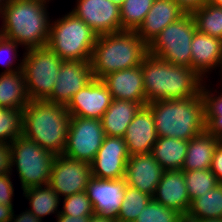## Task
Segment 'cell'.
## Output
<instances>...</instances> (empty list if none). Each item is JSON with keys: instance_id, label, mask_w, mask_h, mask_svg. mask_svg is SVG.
<instances>
[{"instance_id": "obj_15", "label": "cell", "mask_w": 222, "mask_h": 222, "mask_svg": "<svg viewBox=\"0 0 222 222\" xmlns=\"http://www.w3.org/2000/svg\"><path fill=\"white\" fill-rule=\"evenodd\" d=\"M112 100L106 84L101 79L94 78L73 95L66 108L70 116L101 119Z\"/></svg>"}, {"instance_id": "obj_24", "label": "cell", "mask_w": 222, "mask_h": 222, "mask_svg": "<svg viewBox=\"0 0 222 222\" xmlns=\"http://www.w3.org/2000/svg\"><path fill=\"white\" fill-rule=\"evenodd\" d=\"M221 142L206 129L188 142L183 171L210 169L214 150Z\"/></svg>"}, {"instance_id": "obj_19", "label": "cell", "mask_w": 222, "mask_h": 222, "mask_svg": "<svg viewBox=\"0 0 222 222\" xmlns=\"http://www.w3.org/2000/svg\"><path fill=\"white\" fill-rule=\"evenodd\" d=\"M152 199L167 208L176 210L185 218L191 201L184 171L182 169L163 171Z\"/></svg>"}, {"instance_id": "obj_51", "label": "cell", "mask_w": 222, "mask_h": 222, "mask_svg": "<svg viewBox=\"0 0 222 222\" xmlns=\"http://www.w3.org/2000/svg\"><path fill=\"white\" fill-rule=\"evenodd\" d=\"M218 73H219V75H218V76H220V77H221V78H220V80H222V64H221V66H220V68H219ZM219 82L221 83L222 81H219ZM219 86H222V83H221ZM221 89H222V87H221Z\"/></svg>"}, {"instance_id": "obj_4", "label": "cell", "mask_w": 222, "mask_h": 222, "mask_svg": "<svg viewBox=\"0 0 222 222\" xmlns=\"http://www.w3.org/2000/svg\"><path fill=\"white\" fill-rule=\"evenodd\" d=\"M146 105L153 113L158 137L189 141L205 130L202 93L186 99L156 100Z\"/></svg>"}, {"instance_id": "obj_46", "label": "cell", "mask_w": 222, "mask_h": 222, "mask_svg": "<svg viewBox=\"0 0 222 222\" xmlns=\"http://www.w3.org/2000/svg\"><path fill=\"white\" fill-rule=\"evenodd\" d=\"M0 20L2 21L1 26H0V40L3 39L5 37V33H4V27H3V13L2 10H0Z\"/></svg>"}, {"instance_id": "obj_31", "label": "cell", "mask_w": 222, "mask_h": 222, "mask_svg": "<svg viewBox=\"0 0 222 222\" xmlns=\"http://www.w3.org/2000/svg\"><path fill=\"white\" fill-rule=\"evenodd\" d=\"M151 200L150 195L126 185L122 204L116 217L117 222H134Z\"/></svg>"}, {"instance_id": "obj_2", "label": "cell", "mask_w": 222, "mask_h": 222, "mask_svg": "<svg viewBox=\"0 0 222 222\" xmlns=\"http://www.w3.org/2000/svg\"><path fill=\"white\" fill-rule=\"evenodd\" d=\"M49 1L10 0L2 9L5 38L24 50L47 46L50 31Z\"/></svg>"}, {"instance_id": "obj_49", "label": "cell", "mask_w": 222, "mask_h": 222, "mask_svg": "<svg viewBox=\"0 0 222 222\" xmlns=\"http://www.w3.org/2000/svg\"><path fill=\"white\" fill-rule=\"evenodd\" d=\"M10 0H0V10H2Z\"/></svg>"}, {"instance_id": "obj_29", "label": "cell", "mask_w": 222, "mask_h": 222, "mask_svg": "<svg viewBox=\"0 0 222 222\" xmlns=\"http://www.w3.org/2000/svg\"><path fill=\"white\" fill-rule=\"evenodd\" d=\"M209 81H205L201 89L205 101V129L222 141V90L210 86Z\"/></svg>"}, {"instance_id": "obj_48", "label": "cell", "mask_w": 222, "mask_h": 222, "mask_svg": "<svg viewBox=\"0 0 222 222\" xmlns=\"http://www.w3.org/2000/svg\"><path fill=\"white\" fill-rule=\"evenodd\" d=\"M206 3L213 5V6L222 7V0H206Z\"/></svg>"}, {"instance_id": "obj_11", "label": "cell", "mask_w": 222, "mask_h": 222, "mask_svg": "<svg viewBox=\"0 0 222 222\" xmlns=\"http://www.w3.org/2000/svg\"><path fill=\"white\" fill-rule=\"evenodd\" d=\"M91 178L90 163L61 154L54 158L49 185L60 198H64L86 191Z\"/></svg>"}, {"instance_id": "obj_12", "label": "cell", "mask_w": 222, "mask_h": 222, "mask_svg": "<svg viewBox=\"0 0 222 222\" xmlns=\"http://www.w3.org/2000/svg\"><path fill=\"white\" fill-rule=\"evenodd\" d=\"M70 11L97 36L121 31L120 6L111 0H76Z\"/></svg>"}, {"instance_id": "obj_22", "label": "cell", "mask_w": 222, "mask_h": 222, "mask_svg": "<svg viewBox=\"0 0 222 222\" xmlns=\"http://www.w3.org/2000/svg\"><path fill=\"white\" fill-rule=\"evenodd\" d=\"M185 14L186 12L175 0H154L136 34L149 45L165 27Z\"/></svg>"}, {"instance_id": "obj_35", "label": "cell", "mask_w": 222, "mask_h": 222, "mask_svg": "<svg viewBox=\"0 0 222 222\" xmlns=\"http://www.w3.org/2000/svg\"><path fill=\"white\" fill-rule=\"evenodd\" d=\"M134 222H184V217L152 199Z\"/></svg>"}, {"instance_id": "obj_7", "label": "cell", "mask_w": 222, "mask_h": 222, "mask_svg": "<svg viewBox=\"0 0 222 222\" xmlns=\"http://www.w3.org/2000/svg\"><path fill=\"white\" fill-rule=\"evenodd\" d=\"M10 145L11 172L17 171L20 189L23 191L29 187L48 185L56 155L23 135Z\"/></svg>"}, {"instance_id": "obj_8", "label": "cell", "mask_w": 222, "mask_h": 222, "mask_svg": "<svg viewBox=\"0 0 222 222\" xmlns=\"http://www.w3.org/2000/svg\"><path fill=\"white\" fill-rule=\"evenodd\" d=\"M21 58L30 100H46L54 89L64 60L48 46L24 50Z\"/></svg>"}, {"instance_id": "obj_36", "label": "cell", "mask_w": 222, "mask_h": 222, "mask_svg": "<svg viewBox=\"0 0 222 222\" xmlns=\"http://www.w3.org/2000/svg\"><path fill=\"white\" fill-rule=\"evenodd\" d=\"M61 200L63 205L60 213L63 215L81 217L91 216L95 213L86 191L64 197Z\"/></svg>"}, {"instance_id": "obj_26", "label": "cell", "mask_w": 222, "mask_h": 222, "mask_svg": "<svg viewBox=\"0 0 222 222\" xmlns=\"http://www.w3.org/2000/svg\"><path fill=\"white\" fill-rule=\"evenodd\" d=\"M188 142L172 137H158L151 154L164 171L182 169Z\"/></svg>"}, {"instance_id": "obj_40", "label": "cell", "mask_w": 222, "mask_h": 222, "mask_svg": "<svg viewBox=\"0 0 222 222\" xmlns=\"http://www.w3.org/2000/svg\"><path fill=\"white\" fill-rule=\"evenodd\" d=\"M210 171L217 178L219 183H222V141L214 150Z\"/></svg>"}, {"instance_id": "obj_45", "label": "cell", "mask_w": 222, "mask_h": 222, "mask_svg": "<svg viewBox=\"0 0 222 222\" xmlns=\"http://www.w3.org/2000/svg\"><path fill=\"white\" fill-rule=\"evenodd\" d=\"M88 222H117V220L115 217L94 213L93 215L90 216Z\"/></svg>"}, {"instance_id": "obj_23", "label": "cell", "mask_w": 222, "mask_h": 222, "mask_svg": "<svg viewBox=\"0 0 222 222\" xmlns=\"http://www.w3.org/2000/svg\"><path fill=\"white\" fill-rule=\"evenodd\" d=\"M141 107L138 102L113 99L100 119L105 135L123 138L127 127Z\"/></svg>"}, {"instance_id": "obj_6", "label": "cell", "mask_w": 222, "mask_h": 222, "mask_svg": "<svg viewBox=\"0 0 222 222\" xmlns=\"http://www.w3.org/2000/svg\"><path fill=\"white\" fill-rule=\"evenodd\" d=\"M53 18L47 46L64 61L90 62L97 34L70 10Z\"/></svg>"}, {"instance_id": "obj_30", "label": "cell", "mask_w": 222, "mask_h": 222, "mask_svg": "<svg viewBox=\"0 0 222 222\" xmlns=\"http://www.w3.org/2000/svg\"><path fill=\"white\" fill-rule=\"evenodd\" d=\"M191 14L198 31L222 40V7L205 3Z\"/></svg>"}, {"instance_id": "obj_9", "label": "cell", "mask_w": 222, "mask_h": 222, "mask_svg": "<svg viewBox=\"0 0 222 222\" xmlns=\"http://www.w3.org/2000/svg\"><path fill=\"white\" fill-rule=\"evenodd\" d=\"M196 30L192 14L186 13L151 41L148 54L173 65L191 68V43Z\"/></svg>"}, {"instance_id": "obj_32", "label": "cell", "mask_w": 222, "mask_h": 222, "mask_svg": "<svg viewBox=\"0 0 222 222\" xmlns=\"http://www.w3.org/2000/svg\"><path fill=\"white\" fill-rule=\"evenodd\" d=\"M153 3L154 0H124L120 6L121 31H136Z\"/></svg>"}, {"instance_id": "obj_5", "label": "cell", "mask_w": 222, "mask_h": 222, "mask_svg": "<svg viewBox=\"0 0 222 222\" xmlns=\"http://www.w3.org/2000/svg\"><path fill=\"white\" fill-rule=\"evenodd\" d=\"M148 55V45L136 31L122 30L100 35L94 45L90 64L94 78L140 66Z\"/></svg>"}, {"instance_id": "obj_10", "label": "cell", "mask_w": 222, "mask_h": 222, "mask_svg": "<svg viewBox=\"0 0 222 222\" xmlns=\"http://www.w3.org/2000/svg\"><path fill=\"white\" fill-rule=\"evenodd\" d=\"M105 136L100 119L70 116L63 155L91 163L102 146Z\"/></svg>"}, {"instance_id": "obj_21", "label": "cell", "mask_w": 222, "mask_h": 222, "mask_svg": "<svg viewBox=\"0 0 222 222\" xmlns=\"http://www.w3.org/2000/svg\"><path fill=\"white\" fill-rule=\"evenodd\" d=\"M101 80L113 99L134 101L142 106L147 104L141 66L109 73Z\"/></svg>"}, {"instance_id": "obj_42", "label": "cell", "mask_w": 222, "mask_h": 222, "mask_svg": "<svg viewBox=\"0 0 222 222\" xmlns=\"http://www.w3.org/2000/svg\"><path fill=\"white\" fill-rule=\"evenodd\" d=\"M186 13H192L194 10L203 6L206 0H175Z\"/></svg>"}, {"instance_id": "obj_3", "label": "cell", "mask_w": 222, "mask_h": 222, "mask_svg": "<svg viewBox=\"0 0 222 222\" xmlns=\"http://www.w3.org/2000/svg\"><path fill=\"white\" fill-rule=\"evenodd\" d=\"M70 115L66 106L30 100L23 109L22 135L55 155L66 148Z\"/></svg>"}, {"instance_id": "obj_39", "label": "cell", "mask_w": 222, "mask_h": 222, "mask_svg": "<svg viewBox=\"0 0 222 222\" xmlns=\"http://www.w3.org/2000/svg\"><path fill=\"white\" fill-rule=\"evenodd\" d=\"M11 170V145L0 142V175L12 173Z\"/></svg>"}, {"instance_id": "obj_44", "label": "cell", "mask_w": 222, "mask_h": 222, "mask_svg": "<svg viewBox=\"0 0 222 222\" xmlns=\"http://www.w3.org/2000/svg\"><path fill=\"white\" fill-rule=\"evenodd\" d=\"M14 207L0 204V222H10Z\"/></svg>"}, {"instance_id": "obj_27", "label": "cell", "mask_w": 222, "mask_h": 222, "mask_svg": "<svg viewBox=\"0 0 222 222\" xmlns=\"http://www.w3.org/2000/svg\"><path fill=\"white\" fill-rule=\"evenodd\" d=\"M23 197L28 201L29 208H27L36 218L44 220L47 215L54 214L55 217L60 213L59 205L61 198L48 185L29 187L23 190ZM59 208V209H58Z\"/></svg>"}, {"instance_id": "obj_13", "label": "cell", "mask_w": 222, "mask_h": 222, "mask_svg": "<svg viewBox=\"0 0 222 222\" xmlns=\"http://www.w3.org/2000/svg\"><path fill=\"white\" fill-rule=\"evenodd\" d=\"M94 79L90 62L63 61L56 83L46 101L67 106L73 95Z\"/></svg>"}, {"instance_id": "obj_34", "label": "cell", "mask_w": 222, "mask_h": 222, "mask_svg": "<svg viewBox=\"0 0 222 222\" xmlns=\"http://www.w3.org/2000/svg\"><path fill=\"white\" fill-rule=\"evenodd\" d=\"M184 177L190 201L220 184L210 169L184 171Z\"/></svg>"}, {"instance_id": "obj_14", "label": "cell", "mask_w": 222, "mask_h": 222, "mask_svg": "<svg viewBox=\"0 0 222 222\" xmlns=\"http://www.w3.org/2000/svg\"><path fill=\"white\" fill-rule=\"evenodd\" d=\"M129 156L123 138L105 136L102 146L90 163L92 177L111 180L123 179Z\"/></svg>"}, {"instance_id": "obj_17", "label": "cell", "mask_w": 222, "mask_h": 222, "mask_svg": "<svg viewBox=\"0 0 222 222\" xmlns=\"http://www.w3.org/2000/svg\"><path fill=\"white\" fill-rule=\"evenodd\" d=\"M163 171L151 153L130 155L124 179L126 185L153 197Z\"/></svg>"}, {"instance_id": "obj_47", "label": "cell", "mask_w": 222, "mask_h": 222, "mask_svg": "<svg viewBox=\"0 0 222 222\" xmlns=\"http://www.w3.org/2000/svg\"><path fill=\"white\" fill-rule=\"evenodd\" d=\"M188 222H222V219H200V220H191Z\"/></svg>"}, {"instance_id": "obj_41", "label": "cell", "mask_w": 222, "mask_h": 222, "mask_svg": "<svg viewBox=\"0 0 222 222\" xmlns=\"http://www.w3.org/2000/svg\"><path fill=\"white\" fill-rule=\"evenodd\" d=\"M26 209V210H25ZM20 212V214H15L16 211H13L12 218L10 222H44L36 218L27 207Z\"/></svg>"}, {"instance_id": "obj_38", "label": "cell", "mask_w": 222, "mask_h": 222, "mask_svg": "<svg viewBox=\"0 0 222 222\" xmlns=\"http://www.w3.org/2000/svg\"><path fill=\"white\" fill-rule=\"evenodd\" d=\"M12 173L0 175V204L14 206V184L12 180Z\"/></svg>"}, {"instance_id": "obj_16", "label": "cell", "mask_w": 222, "mask_h": 222, "mask_svg": "<svg viewBox=\"0 0 222 222\" xmlns=\"http://www.w3.org/2000/svg\"><path fill=\"white\" fill-rule=\"evenodd\" d=\"M126 187L125 179H97L92 177L86 192L94 212L100 215L117 217Z\"/></svg>"}, {"instance_id": "obj_18", "label": "cell", "mask_w": 222, "mask_h": 222, "mask_svg": "<svg viewBox=\"0 0 222 222\" xmlns=\"http://www.w3.org/2000/svg\"><path fill=\"white\" fill-rule=\"evenodd\" d=\"M129 155L150 154L158 139L153 113L145 105L137 112L123 136Z\"/></svg>"}, {"instance_id": "obj_50", "label": "cell", "mask_w": 222, "mask_h": 222, "mask_svg": "<svg viewBox=\"0 0 222 222\" xmlns=\"http://www.w3.org/2000/svg\"><path fill=\"white\" fill-rule=\"evenodd\" d=\"M114 4L121 6L124 0H111Z\"/></svg>"}, {"instance_id": "obj_1", "label": "cell", "mask_w": 222, "mask_h": 222, "mask_svg": "<svg viewBox=\"0 0 222 222\" xmlns=\"http://www.w3.org/2000/svg\"><path fill=\"white\" fill-rule=\"evenodd\" d=\"M140 66L147 104L198 96L205 82L192 68L173 65L150 54Z\"/></svg>"}, {"instance_id": "obj_43", "label": "cell", "mask_w": 222, "mask_h": 222, "mask_svg": "<svg viewBox=\"0 0 222 222\" xmlns=\"http://www.w3.org/2000/svg\"><path fill=\"white\" fill-rule=\"evenodd\" d=\"M90 216H81V217H74L70 215H63L61 213L58 214L56 217V222H88Z\"/></svg>"}, {"instance_id": "obj_20", "label": "cell", "mask_w": 222, "mask_h": 222, "mask_svg": "<svg viewBox=\"0 0 222 222\" xmlns=\"http://www.w3.org/2000/svg\"><path fill=\"white\" fill-rule=\"evenodd\" d=\"M222 64V40L196 30L191 43V68L205 81Z\"/></svg>"}, {"instance_id": "obj_33", "label": "cell", "mask_w": 222, "mask_h": 222, "mask_svg": "<svg viewBox=\"0 0 222 222\" xmlns=\"http://www.w3.org/2000/svg\"><path fill=\"white\" fill-rule=\"evenodd\" d=\"M23 109H6L0 106V142L12 143L22 136Z\"/></svg>"}, {"instance_id": "obj_25", "label": "cell", "mask_w": 222, "mask_h": 222, "mask_svg": "<svg viewBox=\"0 0 222 222\" xmlns=\"http://www.w3.org/2000/svg\"><path fill=\"white\" fill-rule=\"evenodd\" d=\"M29 103L23 71L0 72V106L6 109H24Z\"/></svg>"}, {"instance_id": "obj_37", "label": "cell", "mask_w": 222, "mask_h": 222, "mask_svg": "<svg viewBox=\"0 0 222 222\" xmlns=\"http://www.w3.org/2000/svg\"><path fill=\"white\" fill-rule=\"evenodd\" d=\"M19 47L21 46L18 43H16L15 41L9 40L5 37L0 40V65L2 66V68L3 66L5 67L2 73H11L14 71L22 70L23 59L18 57L20 56L18 54ZM17 58H20V59H17Z\"/></svg>"}, {"instance_id": "obj_28", "label": "cell", "mask_w": 222, "mask_h": 222, "mask_svg": "<svg viewBox=\"0 0 222 222\" xmlns=\"http://www.w3.org/2000/svg\"><path fill=\"white\" fill-rule=\"evenodd\" d=\"M211 218L222 219V183L191 201L184 222Z\"/></svg>"}]
</instances>
